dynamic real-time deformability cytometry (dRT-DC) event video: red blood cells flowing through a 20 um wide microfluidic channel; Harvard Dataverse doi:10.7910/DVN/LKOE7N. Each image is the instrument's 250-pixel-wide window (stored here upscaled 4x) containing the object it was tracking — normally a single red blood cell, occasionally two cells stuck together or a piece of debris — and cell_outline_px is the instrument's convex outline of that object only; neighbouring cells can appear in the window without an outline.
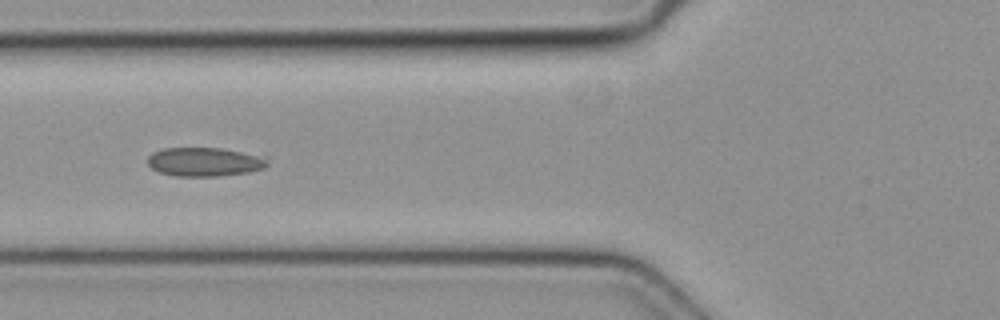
{"species": "common noctule bat (a hibernating species)", "species_latin": "Nyctalus noctula", "temperature_condition": "cold", "stored_images_in_passage": 5, "camera_frame_rate_fps": 3000, "um_per_image_px": 0.085, "animal": {"sex": "female", "body_mass_g": 19.3, "forearm_length_mm": 54.1}, "frame": {"image": 1, "passage_image": 5, "time_ms": 1.333, "image_size_px": [1000, 320], "cell_outline_px": [[268, 164], [264, 168], [248, 172], [216, 176], [176, 176], [160, 172], [152, 168], [148, 164], [148, 156], [152, 152], [164, 148], [220, 148], [268, 156]], "centroid_in_image_um": [17.42, 13.75], "position_along_channel_um": 108.4, "area_um2": 20.23}}